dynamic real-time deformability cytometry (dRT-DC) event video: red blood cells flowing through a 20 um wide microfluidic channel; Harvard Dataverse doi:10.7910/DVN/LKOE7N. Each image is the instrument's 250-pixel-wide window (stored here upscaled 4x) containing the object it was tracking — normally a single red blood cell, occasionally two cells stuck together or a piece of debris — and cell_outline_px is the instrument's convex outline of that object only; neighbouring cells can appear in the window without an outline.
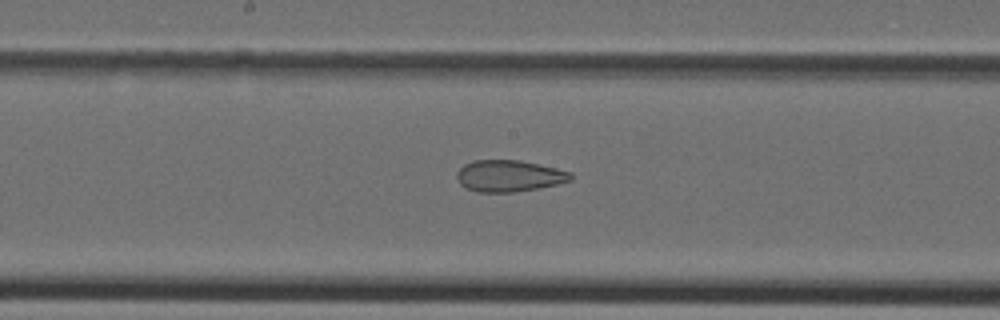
{"species": "Egyptian fruit bat (a non-hibernating species)", "species_latin": "Rousettus aegyptiacus", "temperature_condition": "cold", "stored_images_in_passage": 27, "camera_frame_rate_fps": 3000, "um_per_image_px": 0.085, "animal": {"sex": "female"}, "frame": {"image": 1, "passage_image": 9, "time_ms": 2.667, "image_size_px": [1000, 320], "cell_outline_px": [[572, 180], [556, 184], [516, 192], [476, 192], [464, 188], [460, 184], [456, 176], [456, 172], [464, 164], [472, 160], [520, 160], [540, 164], [572, 172]], "centroid_in_image_um": [43.24, 14.95], "position_along_channel_um": 205.0, "area_um2": 21.1}}
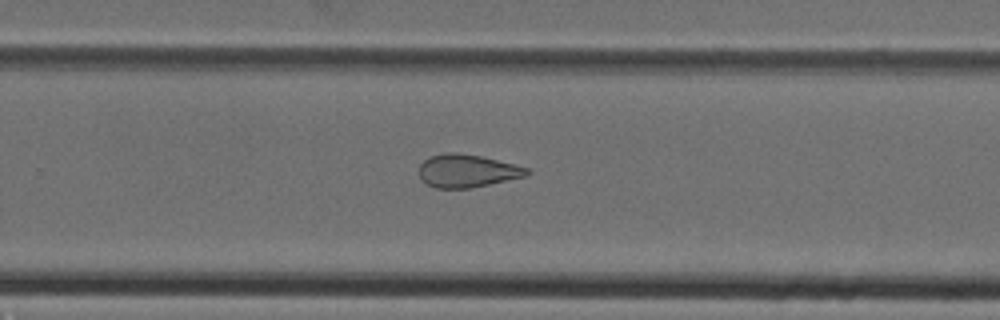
{"frame": {"image": 2, "passage_image": 14, "time_ms": 4.333, "image_size_px": [1000, 320], "cell_outline_px": [[532, 172], [528, 176], [468, 188], [436, 188], [420, 180], [420, 164], [428, 156], [444, 152], [456, 152], [480, 156], [528, 168]], "centroid_in_image_um": [39.69, 14.51], "position_along_channel_um": 290.1, "area_um2": 20.63}}
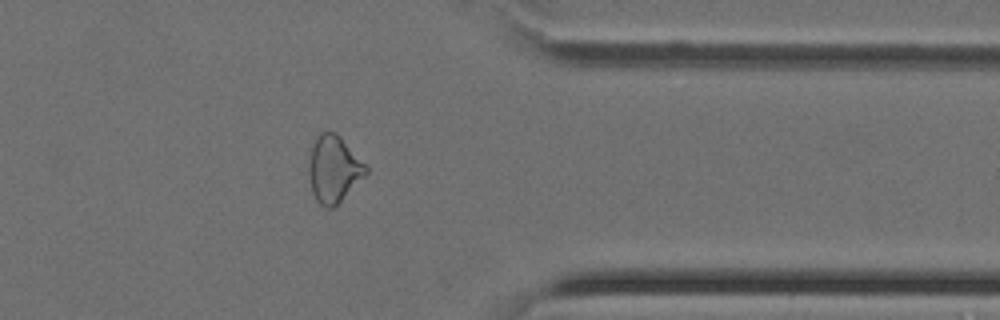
{"frame": {"image": 3, "passage_image": 20, "time_ms": 6.333, "image_size_px": [1000, 320], "cell_outline_px": [[368, 172], [332, 208], [324, 208], [316, 200], [312, 192], [308, 176], [308, 164], [312, 148], [320, 132], [336, 132], [340, 136], [368, 168]], "centroid_in_image_um": [28.33, 14.38], "position_along_channel_um": 383.1, "area_um2": 21.73}}